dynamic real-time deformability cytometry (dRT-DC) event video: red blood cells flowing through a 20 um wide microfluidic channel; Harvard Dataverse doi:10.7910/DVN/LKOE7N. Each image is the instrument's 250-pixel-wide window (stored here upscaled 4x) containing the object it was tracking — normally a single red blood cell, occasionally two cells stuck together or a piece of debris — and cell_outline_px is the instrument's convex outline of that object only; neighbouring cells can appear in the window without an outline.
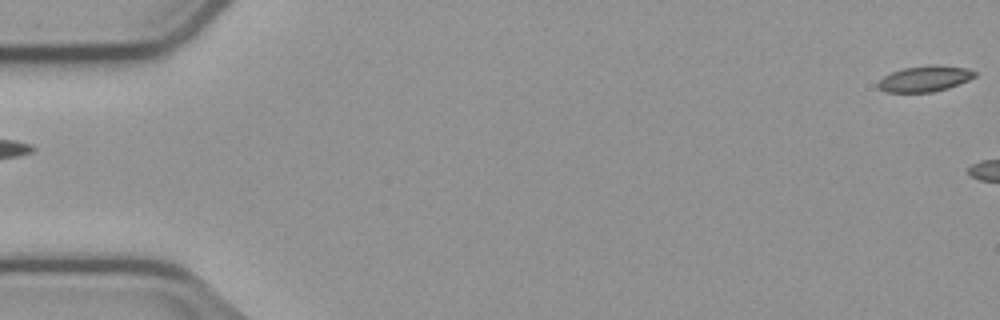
{"species": "common noctule bat (a hibernating species)", "species_latin": "Nyctalus noctula", "temperature_condition": "cold", "stored_images_in_passage": 5, "segment_of_instrument_passage": [2, 2], "camera_frame_rate_fps": 3000, "um_per_image_px": 0.085, "animal": {"sex": "male", "body_mass_g": 23.1, "forearm_length_mm": 52.7}, "frame": {"image": 1, "passage_image": 5, "time_ms": 5.667, "image_size_px": [1000, 320], "cell_outline_px": [[976, 76], [968, 80], [948, 88], [932, 92], [884, 92], [876, 84], [884, 76], [892, 72], [904, 68], [968, 68], [976, 72]], "centroid_in_image_um": [78.56, 6.75], "position_along_channel_um": 6.4, "area_um2": 13.58}}